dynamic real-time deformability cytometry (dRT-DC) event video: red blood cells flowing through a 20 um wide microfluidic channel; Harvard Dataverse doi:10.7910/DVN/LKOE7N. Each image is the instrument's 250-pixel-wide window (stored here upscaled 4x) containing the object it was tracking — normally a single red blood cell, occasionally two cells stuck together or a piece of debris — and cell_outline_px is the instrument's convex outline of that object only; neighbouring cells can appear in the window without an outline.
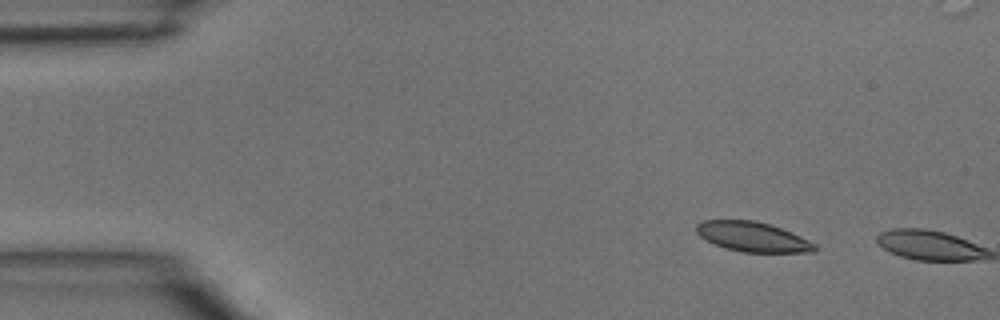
{"species": "common noctule bat (a hibernating species)", "species_latin": "Nyctalus noctula", "temperature_condition": "room temperature", "stored_images_in_passage": 2, "camera_frame_rate_fps": 3000, "um_per_image_px": 0.085, "animal": {"sex": "male", "body_mass_g": 15.6}, "frame": {"image": 1, "passage_image": 1, "time_ms": 0.0, "image_size_px": [1000, 320], "cell_outline_px": [[816, 252], [744, 252], [724, 248], [700, 236], [696, 232], [696, 224], [704, 220], [756, 220], [792, 232], [816, 244]], "centroid_in_image_um": [63.98, 20.12], "position_along_channel_um": 21.0, "area_um2": 20.4}}